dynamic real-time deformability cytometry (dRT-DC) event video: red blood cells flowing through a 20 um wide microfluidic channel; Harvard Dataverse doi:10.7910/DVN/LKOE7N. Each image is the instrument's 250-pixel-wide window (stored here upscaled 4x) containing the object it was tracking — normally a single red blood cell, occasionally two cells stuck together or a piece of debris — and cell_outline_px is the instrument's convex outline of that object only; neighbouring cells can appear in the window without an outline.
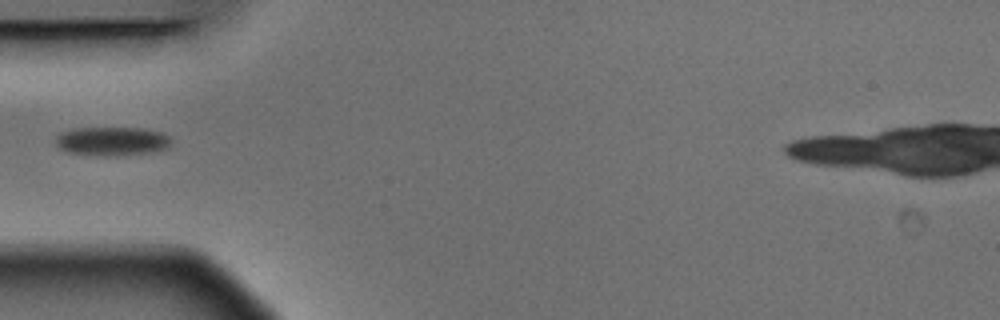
{"species": "Egyptian fruit bat (a non-hibernating species)", "species_latin": "Rousettus aegyptiacus", "temperature_condition": "warm", "stored_images_in_passage": 1, "camera_frame_rate_fps": 3000, "um_per_image_px": 0.085, "animal": {"sex": "male"}, "frame": {"image": 1, "passage_image": 1, "time_ms": 0.0, "image_size_px": [1000, 320], "cell_outline_px": [[168, 148], [148, 152], [116, 156], [100, 156], [68, 152], [60, 148], [56, 144], [56, 136], [60, 132], [72, 128], [140, 128], [160, 132], [168, 136]], "centroid_in_image_um": [9.44, 12.0], "position_along_channel_um": 75.6, "area_um2": 19.25}}